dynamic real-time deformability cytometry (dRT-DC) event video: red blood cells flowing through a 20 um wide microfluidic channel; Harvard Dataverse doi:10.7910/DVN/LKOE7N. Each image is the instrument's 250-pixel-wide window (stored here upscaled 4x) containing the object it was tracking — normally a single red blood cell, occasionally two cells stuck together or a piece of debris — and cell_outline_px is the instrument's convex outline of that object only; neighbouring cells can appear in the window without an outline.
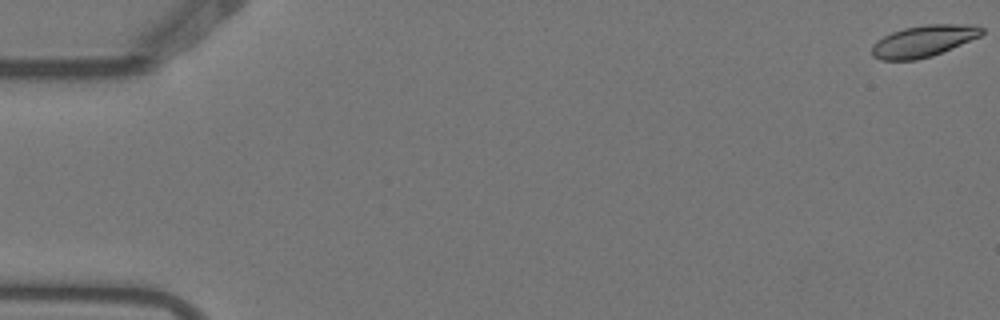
{"species": "Egyptian fruit bat (a non-hibernating species)", "species_latin": "Rousettus aegyptiacus", "temperature_condition": "warm", "stored_images_in_passage": 8, "camera_frame_rate_fps": 3000, "um_per_image_px": 0.085, "animal": {"sex": "female"}, "frame": {"image": 1, "passage_image": 1, "time_ms": 0.0, "image_size_px": [1000, 320], "cell_outline_px": [[984, 32], [980, 36], [932, 56], [916, 60], [880, 60], [872, 56], [872, 44], [876, 40], [892, 32], [904, 28], [924, 24], [976, 24], [984, 28]], "centroid_in_image_um": [78.49, 3.48], "position_along_channel_um": 6.5, "area_um2": 20.35}}
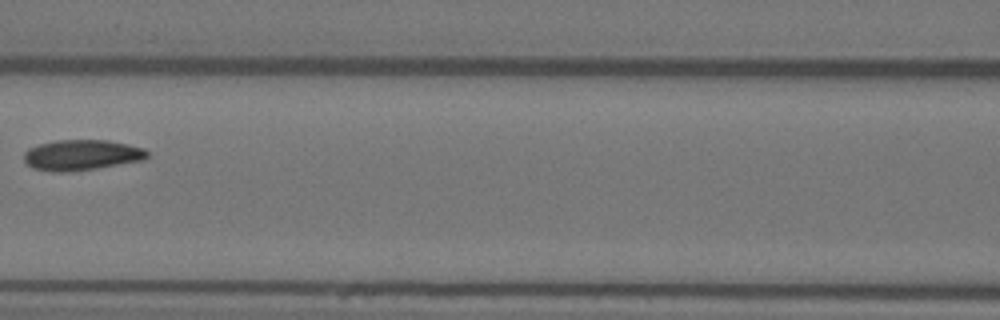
{"frame": {"image": 2, "passage_image": 7, "time_ms": 2.0, "image_size_px": [1000, 320], "cell_outline_px": [[148, 156], [144, 160], [96, 168], [68, 172], [52, 172], [32, 168], [24, 160], [24, 152], [28, 148], [40, 144], [56, 140], [108, 140], [128, 144], [144, 148], [148, 152]], "centroid_in_image_um": [6.93, 13.18], "position_along_channel_um": 159.7, "area_um2": 22.02}}
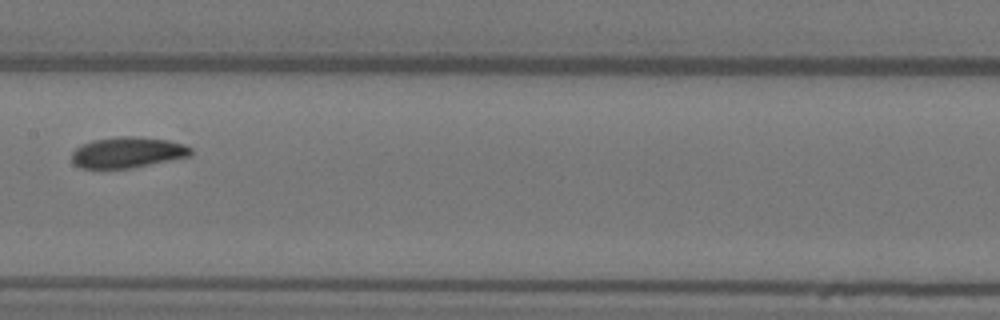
{"frame": {"image": 3, "passage_image": 8, "time_ms": 2.333, "image_size_px": [1000, 320], "cell_outline_px": [[192, 156], [132, 168], [84, 168], [76, 164], [72, 160], [72, 152], [76, 148], [92, 140], [120, 136], [136, 136], [168, 140], [184, 144], [192, 148]], "centroid_in_image_um": [10.9, 12.95], "position_along_channel_um": 196.5, "area_um2": 21.39}}